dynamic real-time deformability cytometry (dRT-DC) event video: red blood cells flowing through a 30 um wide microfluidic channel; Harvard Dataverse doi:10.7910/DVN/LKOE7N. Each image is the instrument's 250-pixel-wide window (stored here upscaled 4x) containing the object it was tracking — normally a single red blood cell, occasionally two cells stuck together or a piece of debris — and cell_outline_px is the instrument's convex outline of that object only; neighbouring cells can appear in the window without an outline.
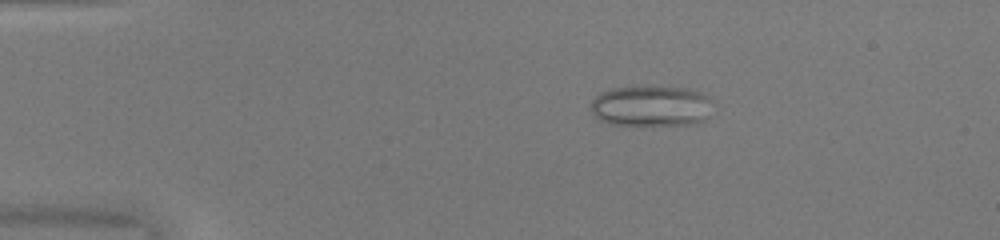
{"species": "common noctule bat (a hibernating species)", "species_latin": "Nyctalus noctula", "temperature_condition": "warm", "stored_images_in_passage": 50, "camera_frame_rate_fps": 3000, "um_per_image_px": 0.085, "animal": {"sex": "female", "body_mass_g": 20.0, "forearm_length_mm": 54.0}, "frame": {"image": 1, "passage_image": 9, "time_ms": 2.667, "image_size_px": [1000, 240], "cell_outline_px": [[708, 100], [704, 120], [696, 124], [612, 124], [600, 120], [592, 112], [592, 100], [600, 92], [608, 88], [636, 84], [688, 88], [704, 92], [708, 96]], "centroid_in_image_um": [55.27, 8.94], "position_along_channel_um": 29.7, "area_um2": 29.19}}
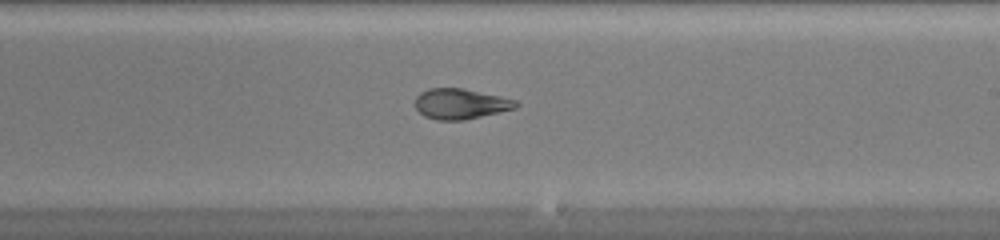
{"frame": {"image": 2, "passage_image": 30, "time_ms": 9.667, "image_size_px": [1000, 240], "cell_outline_px": [[520, 104], [516, 108], [464, 120], [436, 120], [424, 116], [416, 108], [416, 96], [420, 92], [428, 88], [464, 88], [500, 96], [516, 100]], "centroid_in_image_um": [39.14, 8.82], "position_along_channel_um": 249.9, "area_um2": 17.86}}
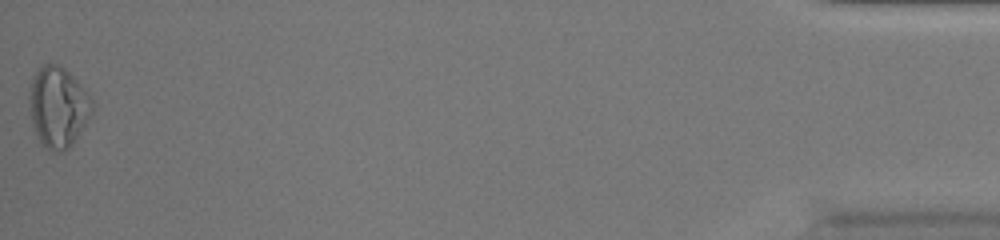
{"frame": {"image": 3, "passage_image": 50, "time_ms": 16.333, "image_size_px": [1000, 240], "cell_outline_px": [[92, 112], [72, 144], [68, 148], [60, 152], [52, 152], [40, 144], [36, 136], [32, 124], [28, 100], [28, 96], [32, 76], [36, 68], [44, 64], [60, 64], [88, 92], [92, 100]], "centroid_in_image_um": [4.89, 9.08], "position_along_channel_um": 430.3, "area_um2": 29.71}, "authors_computed_cell_mechanics": {"area_um2": 22.4264, "velocity_mm_per_s": 4.0915, "shape_relaxation_time_tau1_ms": null, "shape_relaxation_time_tau2_ms": 1.3971, "deformation_change_tau1": null, "deformation_change_tau2": 0.0711}}